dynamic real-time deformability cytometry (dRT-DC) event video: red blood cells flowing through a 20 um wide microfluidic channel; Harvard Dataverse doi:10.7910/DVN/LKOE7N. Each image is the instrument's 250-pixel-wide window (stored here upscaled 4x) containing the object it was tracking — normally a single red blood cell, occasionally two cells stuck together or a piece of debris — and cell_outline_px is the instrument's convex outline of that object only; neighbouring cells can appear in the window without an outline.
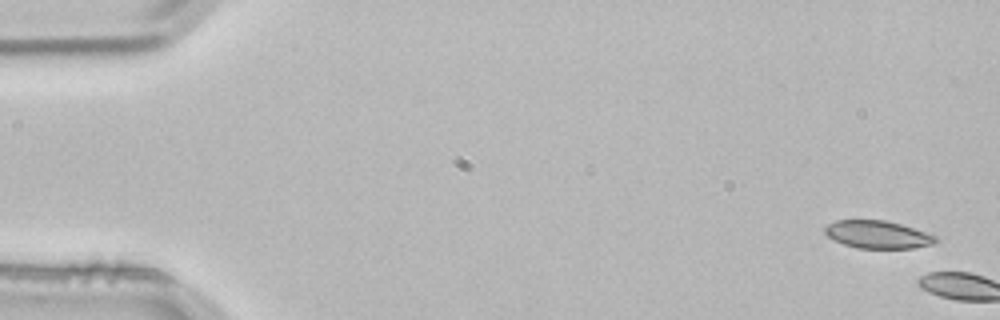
{"species": "common noctule bat (a hibernating species)", "species_latin": "Nyctalus noctula", "temperature_condition": "room temperature", "stored_images_in_passage": 5, "camera_frame_rate_fps": 3000, "um_per_image_px": 0.085, "animal": {"sex": "male", "body_mass_g": 21.5, "forearm_length_mm": 52.0}, "frame": {"image": 1, "passage_image": 1, "time_ms": 0.0, "image_size_px": [1000, 320], "cell_outline_px": [[940, 240], [932, 244], [912, 248], [856, 248], [844, 244], [828, 236], [824, 232], [824, 228], [828, 224], [836, 220], [884, 220], [900, 224], [936, 236]], "centroid_in_image_um": [74.59, 19.93], "position_along_channel_um": 10.4, "area_um2": 17.69}}
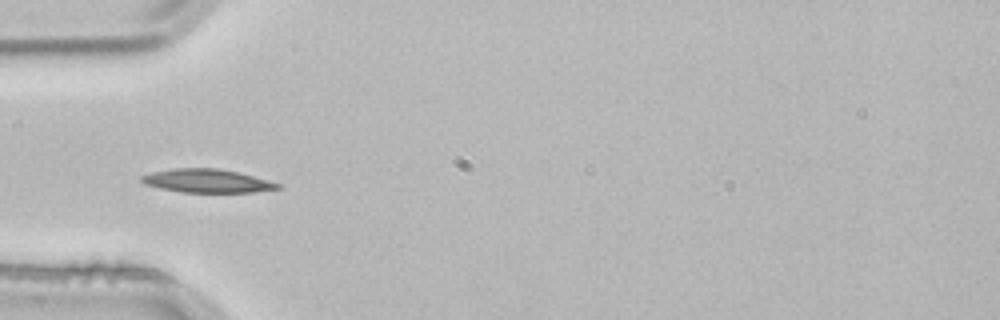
{"frame": {"image": 2, "passage_image": 5, "time_ms": 1.333, "image_size_px": [1000, 320], "cell_outline_px": [[284, 188], [252, 192], [180, 192], [160, 188], [144, 184], [140, 180], [140, 176], [152, 172], [172, 168], [216, 168], [236, 172], [252, 176], [280, 184]], "centroid_in_image_um": [17.55, 15.38], "position_along_channel_um": 67.4, "area_um2": 18.5}}